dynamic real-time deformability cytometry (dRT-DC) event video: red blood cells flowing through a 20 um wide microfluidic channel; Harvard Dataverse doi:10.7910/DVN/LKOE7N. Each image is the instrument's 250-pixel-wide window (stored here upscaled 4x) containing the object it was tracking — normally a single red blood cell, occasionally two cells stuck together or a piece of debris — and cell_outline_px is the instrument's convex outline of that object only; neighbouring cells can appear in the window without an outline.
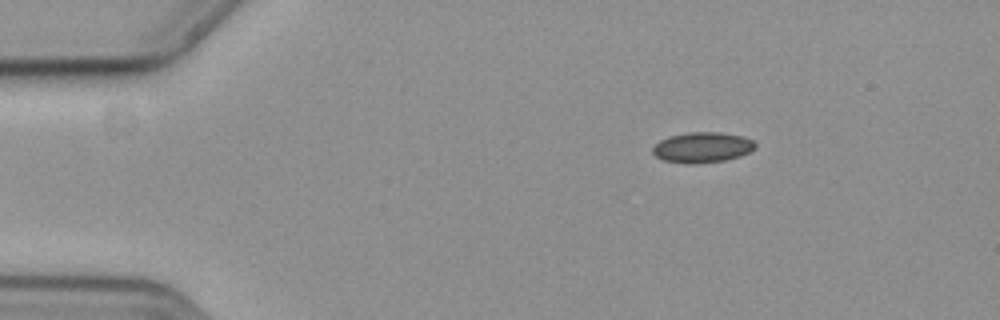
{"species": "common noctule bat (a hibernating species)", "species_latin": "Nyctalus noctula", "temperature_condition": "cold", "stored_images_in_passage": 48, "camera_frame_rate_fps": 3000, "um_per_image_px": 0.085, "animal": {"sex": "female", "body_mass_g": 19.3, "forearm_length_mm": 54.1}, "frame": {"image": 1, "passage_image": 1, "time_ms": 0.0, "image_size_px": [1000, 320], "cell_outline_px": [[756, 148], [740, 156], [724, 160], [692, 164], [688, 164], [664, 160], [656, 156], [652, 152], [652, 148], [660, 140], [668, 136], [688, 132], [720, 132], [744, 136], [752, 140], [756, 144]], "centroid_in_image_um": [59.7, 12.52], "position_along_channel_um": 25.3, "area_um2": 18.21}}
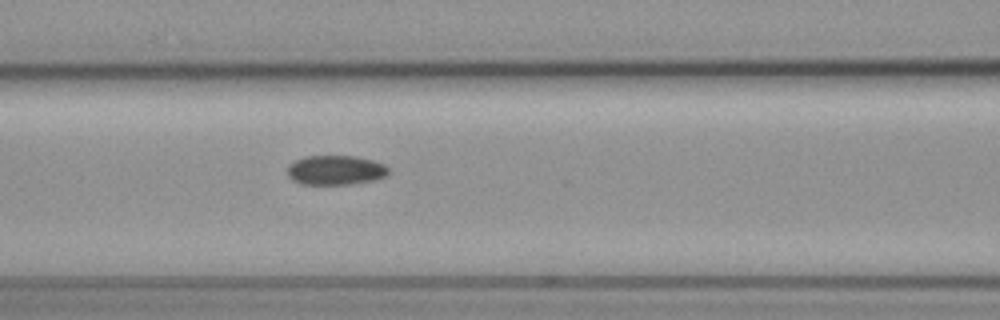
{"frame": {"image": 2, "passage_image": 16, "time_ms": 5.0, "image_size_px": [1000, 320], "cell_outline_px": [[388, 172], [384, 176], [372, 180], [348, 184], [304, 184], [292, 180], [288, 176], [288, 164], [304, 156], [356, 156], [372, 160], [384, 164], [388, 168]], "centroid_in_image_um": [28.49, 14.45], "position_along_channel_um": 138.1, "area_um2": 17.22}}
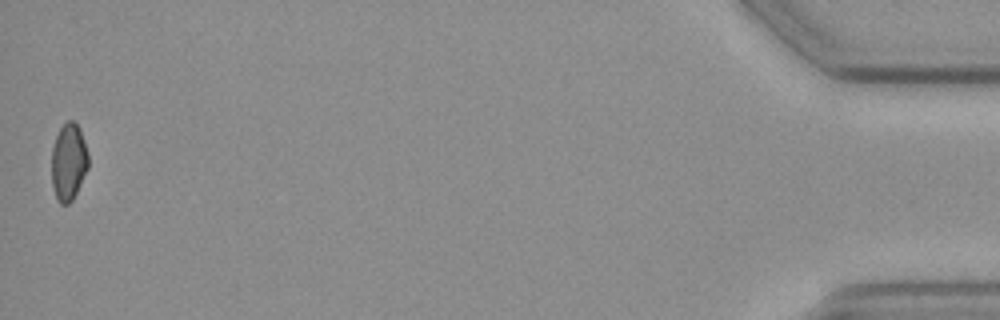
{"frame": {"image": 3, "passage_image": 48, "time_ms": 15.667, "image_size_px": [1000, 320], "cell_outline_px": [[88, 168], [72, 200], [68, 204], [60, 204], [56, 196], [52, 184], [52, 148], [56, 136], [60, 128], [68, 120], [72, 120], [80, 128], [88, 152]], "centroid_in_image_um": [5.83, 13.75], "position_along_channel_um": 429.4, "area_um2": 16.36}, "authors_computed_cell_mechanics": {"area_um2": 17.5712, "velocity_mm_per_s": 3.679, "shape_relaxation_time_tau1_ms": 5.4827, "shape_relaxation_time_tau2_ms": null, "deformation_change_tau1": 0.0567, "deformation_change_tau2": null}}